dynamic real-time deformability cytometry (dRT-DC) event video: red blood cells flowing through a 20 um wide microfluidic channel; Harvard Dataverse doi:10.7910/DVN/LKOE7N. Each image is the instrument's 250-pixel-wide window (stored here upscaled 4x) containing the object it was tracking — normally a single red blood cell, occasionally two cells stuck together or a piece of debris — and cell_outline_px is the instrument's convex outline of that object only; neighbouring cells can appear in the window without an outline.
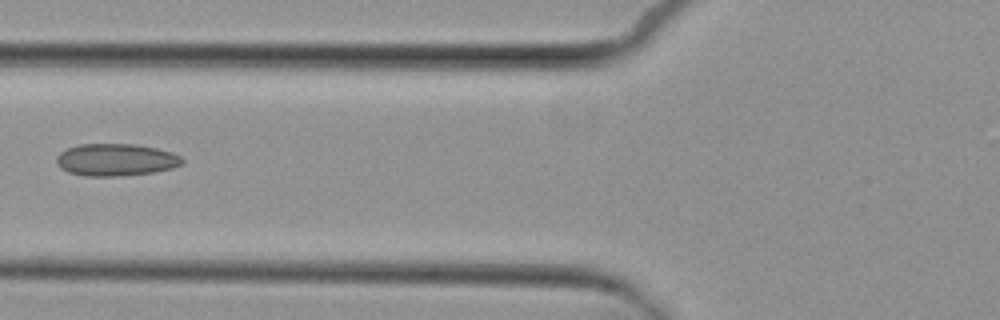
{"species": "common noctule bat (a hibernating species)", "species_latin": "Nyctalus noctula", "temperature_condition": "cold", "stored_images_in_passage": 5, "camera_frame_rate_fps": 3000, "um_per_image_px": 0.085, "animal": {"sex": "female", "body_mass_g": 29.2, "forearm_length_mm": 56.3}, "frame": {"image": 1, "passage_image": 4, "time_ms": 4.333, "image_size_px": [1000, 320], "cell_outline_px": [[184, 160], [180, 164], [172, 168], [156, 172], [120, 176], [84, 176], [68, 172], [60, 168], [56, 160], [56, 156], [60, 152], [68, 148], [80, 144], [132, 144], [156, 148], [172, 152], [180, 156]], "centroid_in_image_um": [9.83, 13.59], "position_along_channel_um": 116.0, "area_um2": 23.64}}
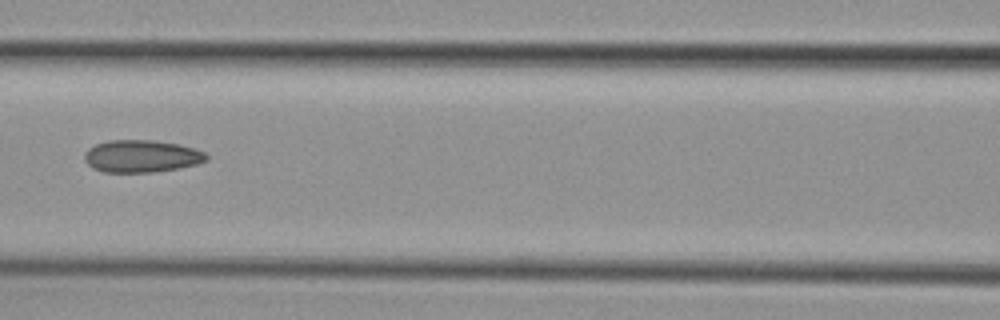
{"frame": {"image": 2, "passage_image": 5, "time_ms": 5.333, "image_size_px": [1000, 320], "cell_outline_px": [[208, 160], [196, 164], [180, 168], [152, 172], [104, 172], [92, 168], [84, 160], [84, 152], [88, 148], [96, 144], [108, 140], [152, 140], [176, 144], [192, 148], [204, 152], [208, 156]], "centroid_in_image_um": [11.99, 13.28], "position_along_channel_um": 154.6, "area_um2": 22.95}}